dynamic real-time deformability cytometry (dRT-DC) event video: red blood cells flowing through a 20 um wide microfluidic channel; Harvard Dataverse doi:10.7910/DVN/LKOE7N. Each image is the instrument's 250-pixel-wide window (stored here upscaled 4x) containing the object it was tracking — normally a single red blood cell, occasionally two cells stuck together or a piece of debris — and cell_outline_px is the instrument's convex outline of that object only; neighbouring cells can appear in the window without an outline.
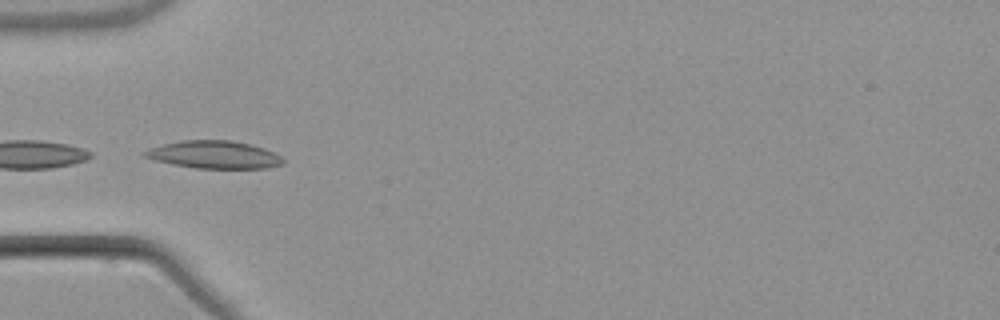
{"species": "common noctule bat (a hibernating species)", "species_latin": "Nyctalus noctula", "temperature_condition": "warm", "stored_images_in_passage": 5, "camera_frame_rate_fps": 3000, "um_per_image_px": 0.085, "animal": {"sex": "male", "body_mass_g": 21.5, "forearm_length_mm": 52.0}, "frame": {"image": 1, "passage_image": 4, "time_ms": 3.667, "image_size_px": [1000, 320], "cell_outline_px": [[284, 164], [268, 168], [196, 168], [172, 164], [156, 160], [144, 156], [140, 152], [148, 148], [180, 140], [228, 140], [248, 144], [264, 148], [280, 156], [284, 160]], "centroid_in_image_um": [18.17, 13.15], "position_along_channel_um": 66.8, "area_um2": 22.2}}
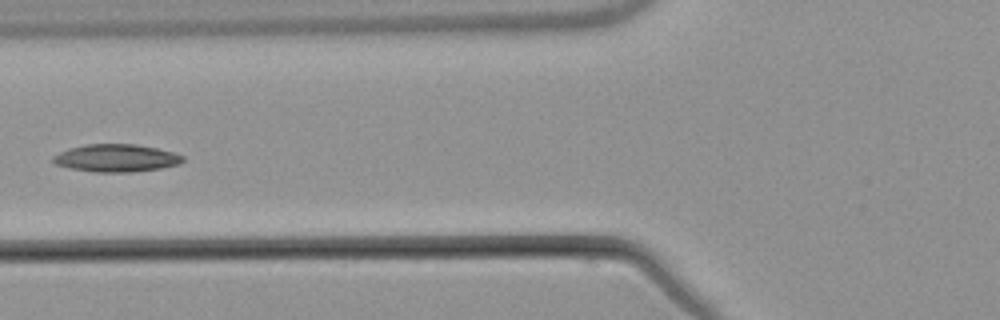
{"frame": {"image": 2, "passage_image": 5, "time_ms": 5.0, "image_size_px": [1000, 320], "cell_outline_px": [[184, 160], [180, 164], [160, 168], [132, 172], [92, 172], [72, 168], [56, 164], [52, 160], [52, 156], [68, 148], [88, 144], [136, 144], [156, 148], [172, 152], [184, 156]], "centroid_in_image_um": [9.88, 13.43], "position_along_channel_um": 115.9, "area_um2": 20.81}}